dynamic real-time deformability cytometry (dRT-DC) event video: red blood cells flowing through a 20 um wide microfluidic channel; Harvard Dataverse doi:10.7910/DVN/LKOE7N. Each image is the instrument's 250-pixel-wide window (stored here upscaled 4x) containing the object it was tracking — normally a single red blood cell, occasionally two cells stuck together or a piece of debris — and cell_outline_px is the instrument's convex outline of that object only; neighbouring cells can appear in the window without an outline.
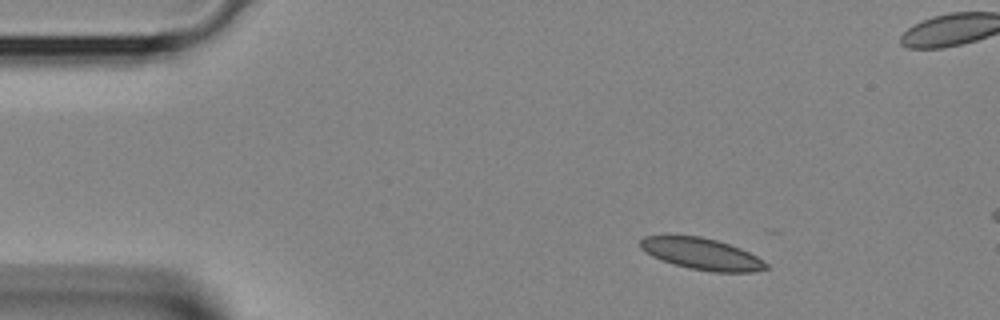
{"species": "Egyptian fruit bat (a non-hibernating species)", "species_latin": "Rousettus aegyptiacus", "temperature_condition": "room temperature", "stored_images_in_passage": 6, "camera_frame_rate_fps": 3000, "um_per_image_px": 0.085, "animal": {"sex": "female"}, "frame": {"image": 1, "passage_image": 1, "time_ms": 0.0, "image_size_px": [1000, 320], "cell_outline_px": [[768, 268], [756, 272], [712, 272], [688, 268], [652, 256], [640, 248], [640, 240], [644, 236], [668, 232], [700, 236], [716, 240], [740, 248], [764, 260], [768, 264]], "centroid_in_image_um": [59.59, 21.53], "position_along_channel_um": 25.4, "area_um2": 23.7}}